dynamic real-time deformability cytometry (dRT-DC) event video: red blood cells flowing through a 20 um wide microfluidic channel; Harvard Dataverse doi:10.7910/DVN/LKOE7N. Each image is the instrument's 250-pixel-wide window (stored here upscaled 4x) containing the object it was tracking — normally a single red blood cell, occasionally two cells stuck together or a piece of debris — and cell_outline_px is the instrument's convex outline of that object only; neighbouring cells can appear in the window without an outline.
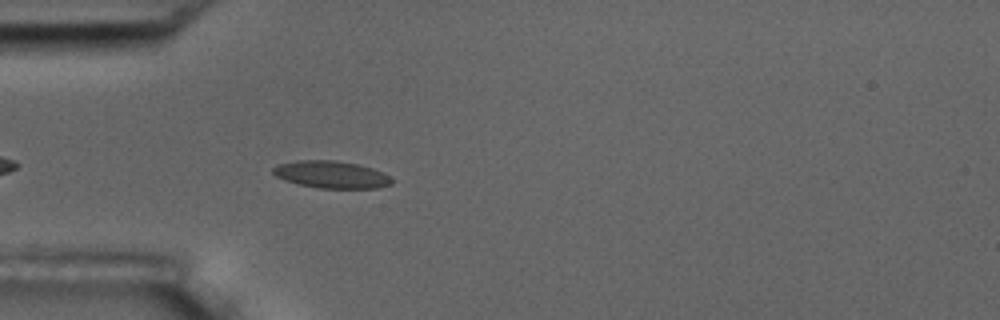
{"species": "common noctule bat (a hibernating species)", "species_latin": "Nyctalus noctula", "temperature_condition": "room temperature", "stored_images_in_passage": 35, "camera_frame_rate_fps": 3000, "um_per_image_px": 0.085, "animal": {"sex": "male", "body_mass_g": 17.5, "forearm_length_mm": 52.3}, "frame": {"image": 1, "passage_image": 5, "time_ms": 1.333, "image_size_px": [1000, 320], "cell_outline_px": [[392, 184], [376, 188], [316, 188], [284, 180], [276, 176], [272, 172], [272, 168], [276, 164], [296, 160], [336, 160], [356, 164], [372, 168], [388, 176], [392, 180]], "centroid_in_image_um": [28.1, 14.83], "position_along_channel_um": 56.9, "area_um2": 18.79}}
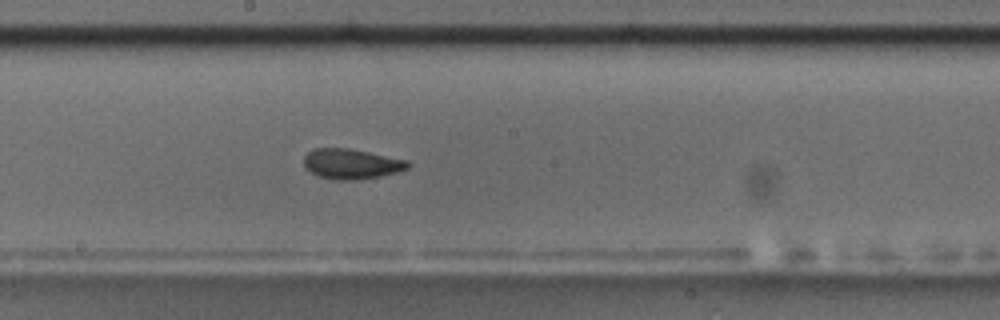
{"frame": {"image": 2, "passage_image": 19, "time_ms": 6.0, "image_size_px": [1000, 320], "cell_outline_px": [[412, 164], [408, 168], [396, 172], [380, 176], [356, 180], [336, 180], [320, 176], [304, 168], [304, 156], [312, 148], [348, 148], [408, 160]], "centroid_in_image_um": [29.86, 13.92], "position_along_channel_um": 218.3, "area_um2": 18.26}}
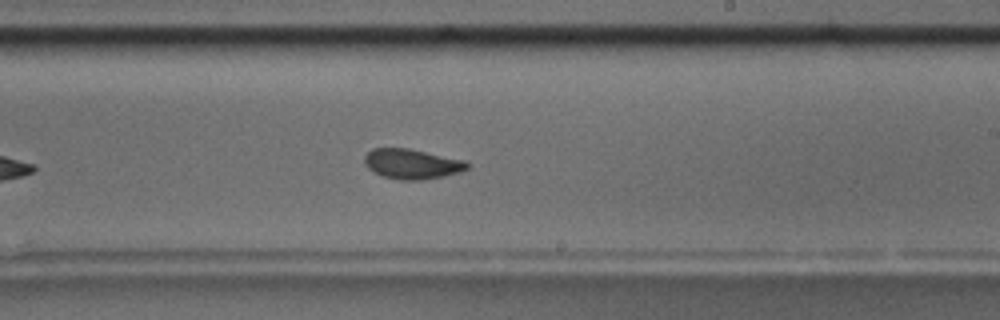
{"frame": {"image": 3, "passage_image": 22, "time_ms": 7.0, "image_size_px": [1000, 320], "cell_outline_px": [[468, 168], [460, 172], [444, 176], [420, 180], [400, 180], [384, 176], [372, 172], [364, 164], [364, 156], [372, 148], [408, 148], [464, 160], [468, 164]], "centroid_in_image_um": [34.98, 13.93], "position_along_channel_um": 254.0, "area_um2": 17.92}, "authors_computed_cell_mechanics": {"area_um2": 17.7446, "velocity_mm_per_s": 3.5765, "shape_relaxation_time_tau1_ms": 3.462, "shape_relaxation_time_tau2_ms": 1.0958, "deformation_change_tau1": 0.1068, "deformation_change_tau2": 0.0705}}